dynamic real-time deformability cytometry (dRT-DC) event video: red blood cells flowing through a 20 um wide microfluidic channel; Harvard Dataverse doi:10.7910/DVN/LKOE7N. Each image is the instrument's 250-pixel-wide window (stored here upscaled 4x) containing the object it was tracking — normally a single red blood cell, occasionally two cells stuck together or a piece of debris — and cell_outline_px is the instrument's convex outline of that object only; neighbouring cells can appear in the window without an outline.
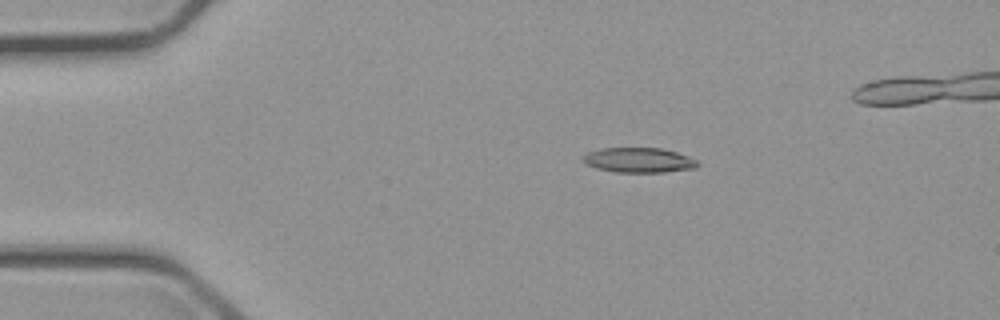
{"species": "common noctule bat (a hibernating species)", "species_latin": "Nyctalus noctula", "temperature_condition": "cold", "stored_images_in_passage": 7, "camera_frame_rate_fps": 3000, "um_per_image_px": 0.085, "animal": {"sex": "male", "body_mass_g": 23.1, "forearm_length_mm": 52.7}, "frame": {"image": 1, "passage_image": 4, "time_ms": 3.333, "image_size_px": [1000, 320], "cell_outline_px": [[700, 164], [696, 168], [664, 172], [616, 172], [596, 168], [580, 160], [580, 156], [588, 152], [600, 148], [660, 148], [676, 152], [688, 156], [696, 160]], "centroid_in_image_um": [54.27, 13.61], "position_along_channel_um": 30.7, "area_um2": 16.7}}
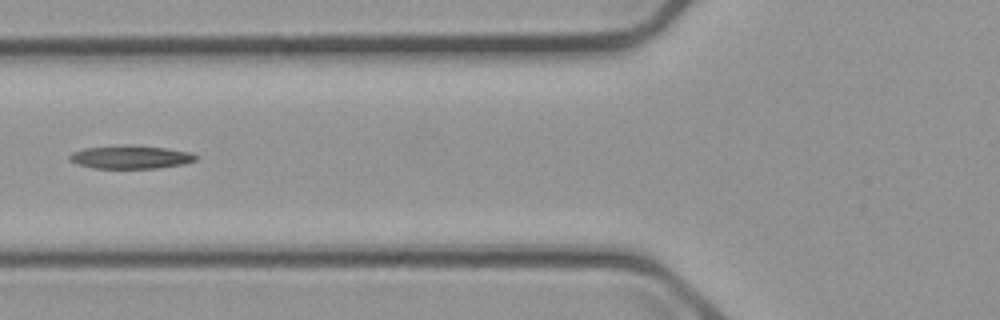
{"frame": {"image": 2, "passage_image": 7, "time_ms": 7.0, "image_size_px": [1000, 320], "cell_outline_px": [[196, 160], [184, 164], [156, 168], [92, 168], [76, 164], [68, 160], [68, 156], [72, 152], [84, 148], [124, 144], [132, 144], [164, 148], [192, 152], [196, 156]], "centroid_in_image_um": [11.05, 13.34], "position_along_channel_um": 114.7, "area_um2": 17.34}}